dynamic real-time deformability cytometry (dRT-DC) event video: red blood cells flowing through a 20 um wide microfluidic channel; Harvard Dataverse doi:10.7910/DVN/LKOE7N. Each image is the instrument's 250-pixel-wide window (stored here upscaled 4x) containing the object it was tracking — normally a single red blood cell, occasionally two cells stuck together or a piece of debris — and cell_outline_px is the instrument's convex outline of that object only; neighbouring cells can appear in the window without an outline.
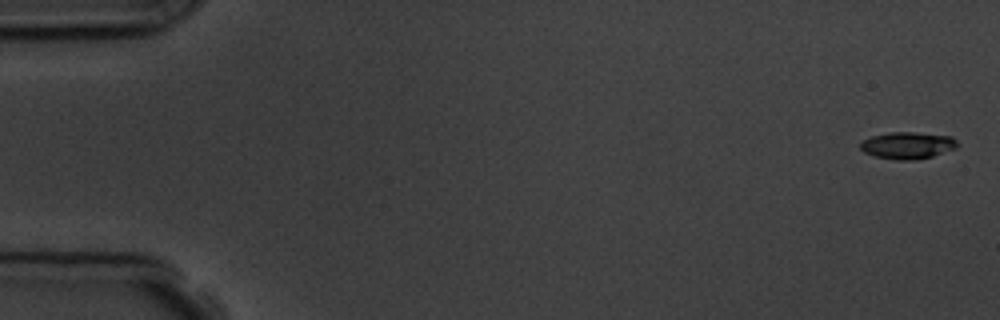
{"species": "common noctule bat (a hibernating species)", "species_latin": "Nyctalus noctula", "temperature_condition": "room temperature", "stored_images_in_passage": 6, "camera_frame_rate_fps": 3000, "um_per_image_px": 0.085, "animal": {"sex": "male", "body_mass_g": 19.5, "forearm_length_mm": 54.6}, "frame": {"image": 1, "passage_image": 1, "time_ms": 0.0, "image_size_px": [1000, 320], "cell_outline_px": [[956, 148], [932, 156], [916, 160], [896, 160], [872, 156], [864, 152], [860, 148], [860, 140], [872, 136], [892, 132], [916, 132], [952, 136], [956, 140]], "centroid_in_image_um": [77.1, 12.36], "position_along_channel_um": 7.9, "area_um2": 15.32}}
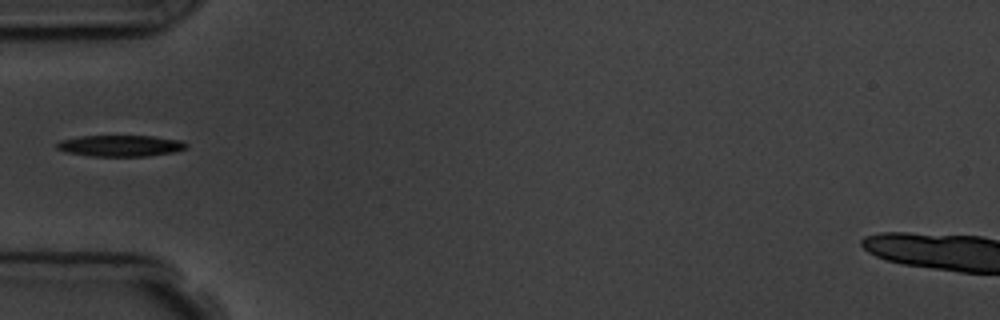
{"frame": {"image": 2, "passage_image": 5, "time_ms": 5.667, "image_size_px": [1000, 320], "cell_outline_px": [[188, 148], [172, 152], [148, 156], [92, 156], [64, 152], [56, 148], [56, 144], [60, 140], [80, 136], [152, 136], [180, 140], [188, 144]], "centroid_in_image_um": [10.22, 12.39], "position_along_channel_um": 74.8, "area_um2": 16.07}}